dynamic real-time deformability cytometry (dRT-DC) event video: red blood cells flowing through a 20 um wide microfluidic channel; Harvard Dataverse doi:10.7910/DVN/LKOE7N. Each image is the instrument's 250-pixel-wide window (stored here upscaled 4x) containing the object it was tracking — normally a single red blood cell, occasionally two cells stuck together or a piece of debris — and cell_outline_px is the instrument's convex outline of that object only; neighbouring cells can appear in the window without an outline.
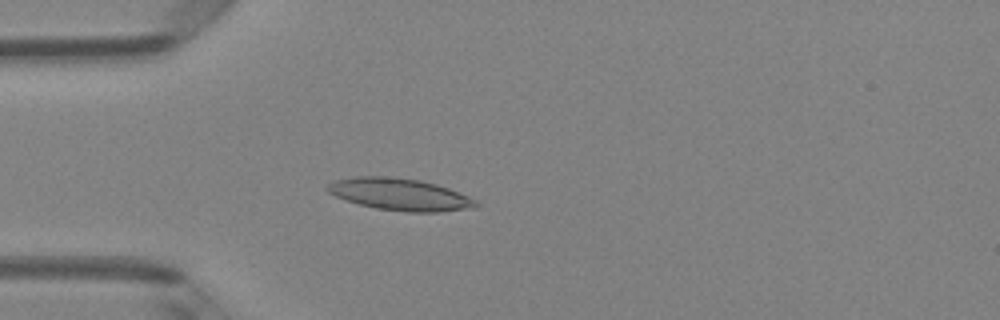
{"species": "Egyptian fruit bat (a non-hibernating species)", "species_latin": "Rousettus aegyptiacus", "temperature_condition": "room temperature", "stored_images_in_passage": 4, "camera_frame_rate_fps": 3000, "um_per_image_px": 0.085, "animal": {"sex": "female"}, "frame": {"image": 1, "passage_image": 4, "time_ms": 1.0, "image_size_px": [1000, 320], "cell_outline_px": [[480, 204], [476, 208], [440, 212], [408, 212], [376, 208], [360, 204], [336, 196], [328, 192], [324, 188], [332, 180], [356, 176], [384, 176], [420, 180], [436, 184], [448, 188], [468, 196], [476, 200]], "centroid_in_image_um": [34.0, 16.52], "position_along_channel_um": 51.0, "area_um2": 27.74}}